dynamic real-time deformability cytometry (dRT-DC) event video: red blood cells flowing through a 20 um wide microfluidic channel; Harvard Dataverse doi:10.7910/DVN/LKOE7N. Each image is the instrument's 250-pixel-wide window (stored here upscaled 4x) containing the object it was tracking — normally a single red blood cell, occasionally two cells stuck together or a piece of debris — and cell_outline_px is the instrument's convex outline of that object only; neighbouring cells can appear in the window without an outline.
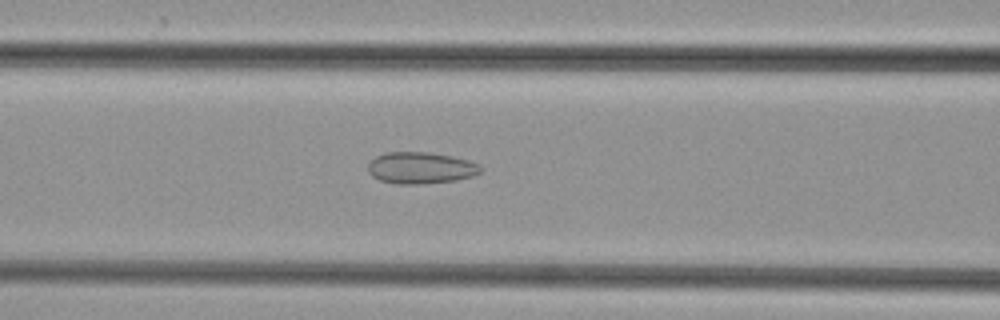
{"species": "common noctule bat (a hibernating species)", "species_latin": "Nyctalus noctula", "temperature_condition": "cold", "stored_images_in_passage": 48, "camera_frame_rate_fps": 3000, "um_per_image_px": 0.085, "animal": {"sex": "female", "body_mass_g": 29.2, "forearm_length_mm": 56.3}, "frame": {"image": 1, "passage_image": 19, "time_ms": 6.0, "image_size_px": [1000, 320], "cell_outline_px": [[484, 168], [480, 172], [472, 176], [456, 180], [424, 184], [396, 184], [380, 180], [372, 176], [368, 172], [368, 164], [376, 156], [384, 152], [428, 152], [452, 156], [468, 160], [480, 164]], "centroid_in_image_um": [35.77, 14.27], "position_along_channel_um": 130.8, "area_um2": 20.92}}
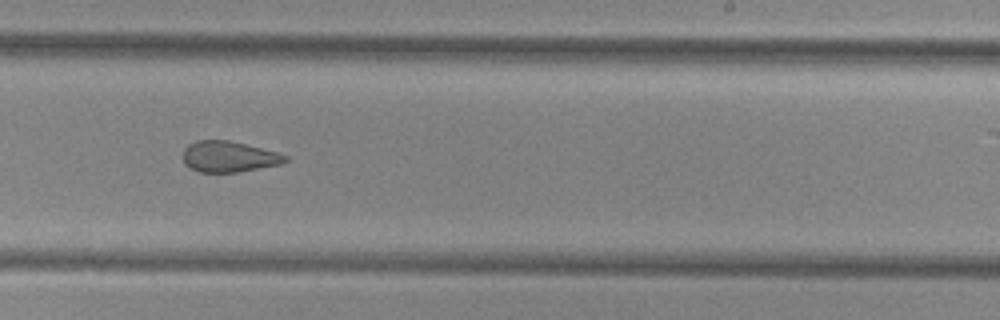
{"frame": {"image": 2, "passage_image": 29, "time_ms": 9.333, "image_size_px": [1000, 320], "cell_outline_px": [[288, 160], [284, 164], [236, 172], [200, 172], [184, 164], [184, 148], [188, 144], [196, 140], [228, 140], [276, 152], [288, 156]], "centroid_in_image_um": [19.46, 13.32], "position_along_channel_um": 269.5, "area_um2": 18.32}}
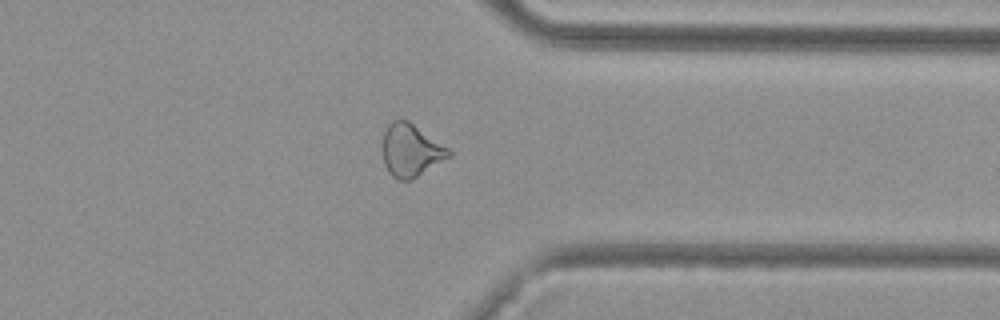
{"frame": {"image": 3, "passage_image": 37, "time_ms": 12.0, "image_size_px": [1000, 320], "cell_outline_px": [[452, 156], [412, 180], [396, 180], [388, 172], [384, 164], [384, 132], [388, 124], [392, 120], [408, 120], [448, 148], [452, 152]], "centroid_in_image_um": [34.94, 12.81], "position_along_channel_um": 376.5, "area_um2": 20.23}}